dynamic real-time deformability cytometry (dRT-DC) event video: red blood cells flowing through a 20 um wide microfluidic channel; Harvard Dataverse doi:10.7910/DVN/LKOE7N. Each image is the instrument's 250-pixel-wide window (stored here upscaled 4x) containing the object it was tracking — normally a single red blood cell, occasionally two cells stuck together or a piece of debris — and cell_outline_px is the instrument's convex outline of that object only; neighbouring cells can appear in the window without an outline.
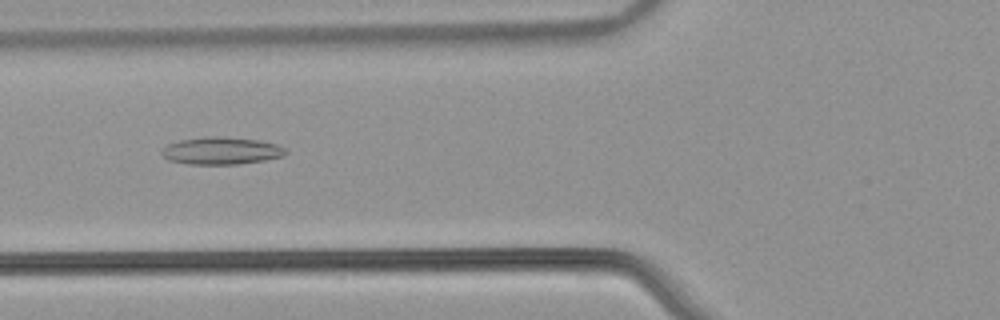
{"species": "common noctule bat (a hibernating species)", "species_latin": "Nyctalus noctula", "temperature_condition": "warm", "stored_images_in_passage": 42, "camera_frame_rate_fps": 3000, "um_per_image_px": 0.085, "animal": {"sex": "male", "body_mass_g": 21.5, "forearm_length_mm": 52.0}, "frame": {"image": 1, "passage_image": 10, "time_ms": 3.0, "image_size_px": [1000, 320], "cell_outline_px": [[288, 152], [284, 156], [264, 160], [240, 164], [188, 164], [168, 160], [160, 152], [168, 144], [180, 140], [204, 136], [220, 136], [260, 140], [276, 144], [288, 148]], "centroid_in_image_um": [18.85, 12.81], "position_along_channel_um": 107.0, "area_um2": 19.94}}
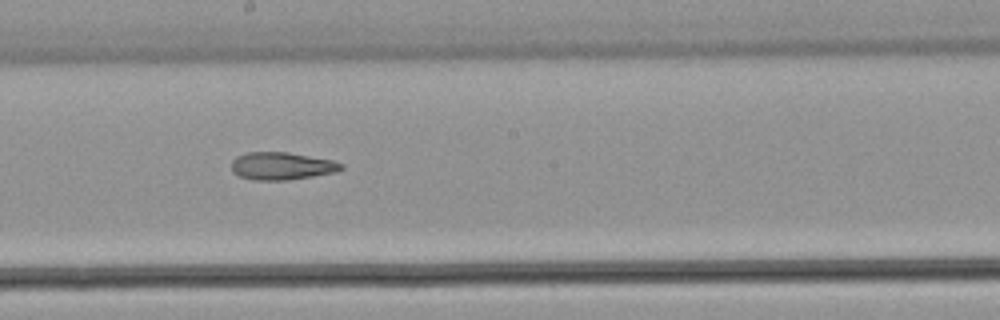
{"frame": {"image": 2, "passage_image": 19, "time_ms": 6.0, "image_size_px": [1000, 320], "cell_outline_px": [[344, 168], [336, 172], [288, 180], [252, 180], [240, 176], [232, 172], [232, 160], [236, 156], [248, 152], [288, 152], [332, 160], [344, 164]], "centroid_in_image_um": [23.94, 14.11], "position_along_channel_um": 224.3, "area_um2": 17.69}}
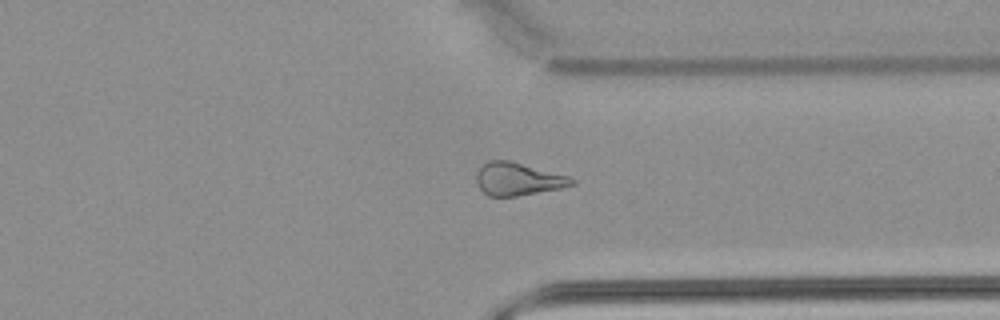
{"frame": {"image": 3, "passage_image": 30, "time_ms": 9.667, "image_size_px": [1000, 320], "cell_outline_px": [[576, 184], [560, 188], [516, 196], [488, 196], [480, 188], [476, 180], [476, 172], [488, 160], [508, 160], [568, 176], [576, 180]], "centroid_in_image_um": [44.01, 15.22], "position_along_channel_um": 367.4, "area_um2": 17.98}, "authors_computed_cell_mechanics": {"area_um2": 18.9295, "velocity_mm_per_s": 3.9073, "shape_relaxation_time_tau1_ms": null, "shape_relaxation_time_tau2_ms": 8.2563, "deformation_change_tau1": null, "deformation_change_tau2": 0.2116}}